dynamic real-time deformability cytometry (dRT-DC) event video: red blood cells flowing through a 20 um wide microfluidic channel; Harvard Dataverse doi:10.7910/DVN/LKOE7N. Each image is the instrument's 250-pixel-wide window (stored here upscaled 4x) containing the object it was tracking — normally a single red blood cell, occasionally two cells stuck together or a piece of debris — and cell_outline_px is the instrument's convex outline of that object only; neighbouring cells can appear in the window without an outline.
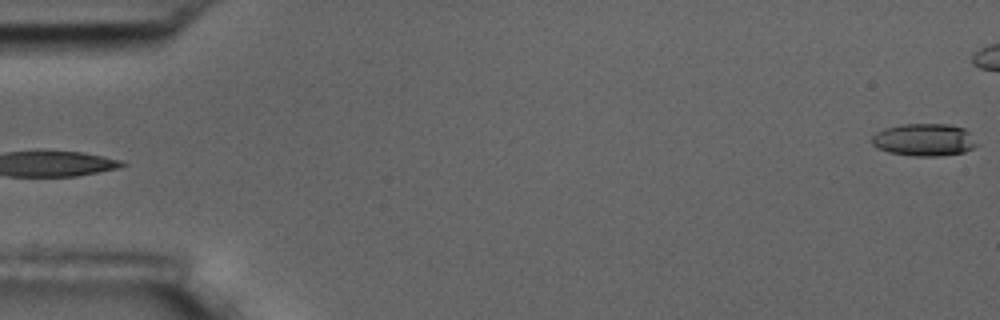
{"species": "common noctule bat (a hibernating species)", "species_latin": "Nyctalus noctula", "temperature_condition": "room temperature", "stored_images_in_passage": 4, "segment_of_instrument_passage": [2, 2], "camera_frame_rate_fps": 3000, "um_per_image_px": 0.085, "animal": {"sex": "male", "body_mass_g": 17.5, "forearm_length_mm": 52.3}, "frame": {"image": 1, "passage_image": 4, "time_ms": 4.667, "image_size_px": [1000, 320], "cell_outline_px": [[980, 144], [964, 152], [940, 156], [912, 156], [888, 152], [876, 148], [872, 144], [872, 136], [876, 132], [884, 128], [904, 124], [948, 124], [964, 128]], "centroid_in_image_um": [78.55, 11.89], "position_along_channel_um": 6.5, "area_um2": 20.0}}